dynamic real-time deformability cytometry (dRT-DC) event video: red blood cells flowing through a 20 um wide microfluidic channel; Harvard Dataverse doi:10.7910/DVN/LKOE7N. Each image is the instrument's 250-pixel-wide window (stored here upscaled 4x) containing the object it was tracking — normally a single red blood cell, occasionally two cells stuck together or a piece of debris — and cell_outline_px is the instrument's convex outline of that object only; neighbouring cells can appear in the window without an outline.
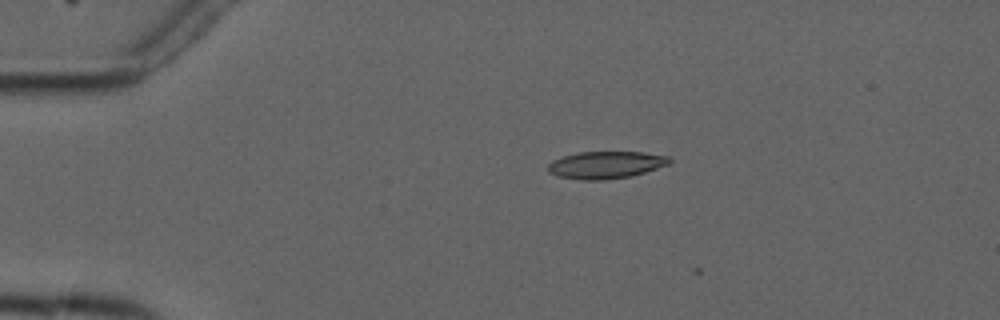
{"species": "common noctule bat (a hibernating species)", "species_latin": "Nyctalus noctula", "temperature_condition": "cold", "stored_images_in_passage": 3, "camera_frame_rate_fps": 3000, "um_per_image_px": 0.085, "animal": {"sex": "male", "forearm_length_mm": 52.5}, "frame": {"image": 1, "passage_image": 1, "time_ms": 0.0, "image_size_px": [1000, 320], "cell_outline_px": [[672, 160], [668, 164], [632, 176], [604, 180], [580, 180], [556, 176], [548, 172], [548, 164], [552, 160], [564, 156], [580, 152], [644, 152], [668, 156]], "centroid_in_image_um": [51.47, 14.02], "position_along_channel_um": 33.5, "area_um2": 19.31}}